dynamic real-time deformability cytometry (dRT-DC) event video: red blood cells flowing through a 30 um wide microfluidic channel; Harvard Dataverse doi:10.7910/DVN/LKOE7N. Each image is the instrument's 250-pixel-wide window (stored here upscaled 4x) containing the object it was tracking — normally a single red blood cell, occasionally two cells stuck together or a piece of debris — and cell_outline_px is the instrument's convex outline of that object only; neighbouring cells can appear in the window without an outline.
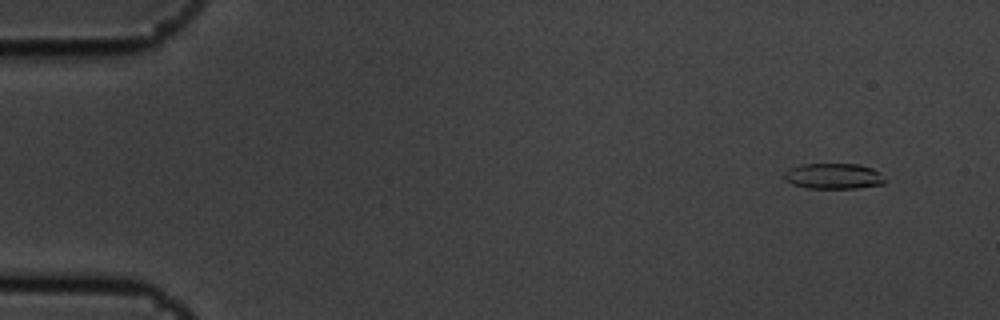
{"species": "common noctule bat (a hibernating species)", "species_latin": "Nyctalus noctula", "temperature_condition": "cold", "stored_images_in_passage": 7, "camera_frame_rate_fps": 3000, "um_per_image_px": 0.085, "animal": {"sex": "male", "body_mass_g": 19.5, "forearm_length_mm": 54.6}, "frame": {"image": 1, "passage_image": 2, "time_ms": 0.333, "image_size_px": [1000, 320], "cell_outline_px": [[888, 180], [884, 184], [856, 188], [808, 188], [792, 184], [784, 180], [784, 172], [788, 168], [800, 164], [860, 164], [872, 168], [880, 172]], "centroid_in_image_um": [70.86, 14.97], "position_along_channel_um": 14.1, "area_um2": 15.32}}
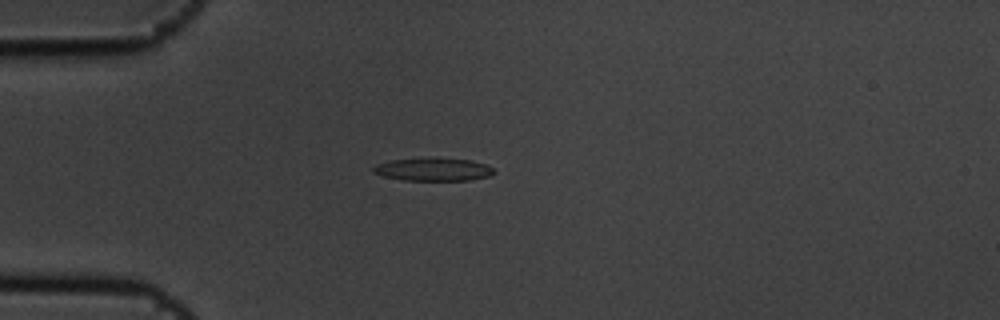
{"frame": {"image": 2, "passage_image": 5, "time_ms": 1.333, "image_size_px": [1000, 320], "cell_outline_px": [[496, 172], [492, 176], [468, 180], [404, 180], [384, 176], [372, 172], [372, 168], [376, 164], [392, 160], [432, 156], [472, 160], [484, 164], [492, 168]], "centroid_in_image_um": [36.84, 14.37], "position_along_channel_um": 48.2, "area_um2": 16.53}}
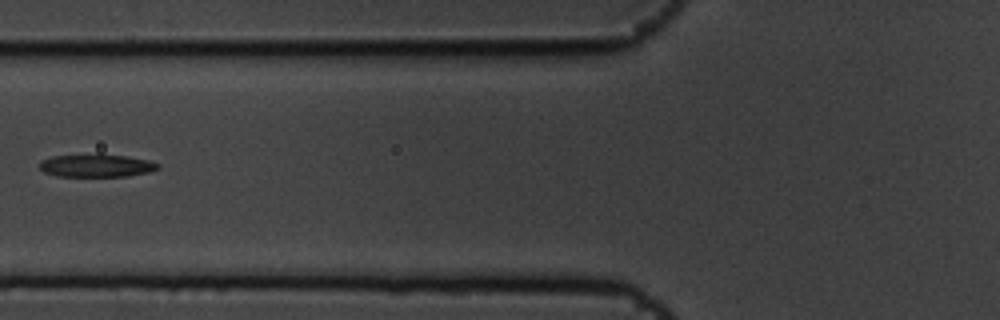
{"frame": {"image": 3, "passage_image": 7, "time_ms": 2.0, "image_size_px": [1000, 320], "cell_outline_px": [[160, 168], [148, 172], [128, 176], [56, 176], [44, 172], [40, 168], [40, 160], [52, 156], [96, 152], [100, 152], [148, 160], [160, 164]], "centroid_in_image_um": [8.17, 14.04], "position_along_channel_um": 117.6, "area_um2": 16.24}}